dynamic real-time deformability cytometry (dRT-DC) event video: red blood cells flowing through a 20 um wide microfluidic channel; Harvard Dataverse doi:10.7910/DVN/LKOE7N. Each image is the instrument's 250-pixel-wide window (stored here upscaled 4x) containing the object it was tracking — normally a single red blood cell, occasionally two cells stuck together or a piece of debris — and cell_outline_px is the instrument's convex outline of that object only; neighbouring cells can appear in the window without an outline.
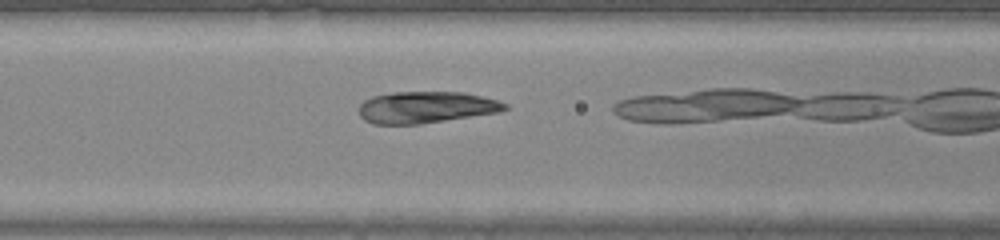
{"species": "common noctule bat (a hibernating species)", "species_latin": "Nyctalus noctula", "temperature_condition": "warm", "stored_images_in_passage": 19, "camera_frame_rate_fps": 3000, "um_per_image_px": 0.085, "animal": {"sex": "male", "body_mass_g": 20.0, "forearm_length_mm": 53.3}, "frame": {"image": 1, "passage_image": 16, "time_ms": 5.0, "image_size_px": [1000, 240], "cell_outline_px": [[508, 108], [500, 112], [420, 124], [372, 124], [364, 120], [360, 116], [360, 104], [364, 100], [372, 96], [392, 92], [464, 92], [496, 100], [508, 104]], "centroid_in_image_um": [36.2, 9.12], "position_along_channel_um": 130.4, "area_um2": 26.93}}